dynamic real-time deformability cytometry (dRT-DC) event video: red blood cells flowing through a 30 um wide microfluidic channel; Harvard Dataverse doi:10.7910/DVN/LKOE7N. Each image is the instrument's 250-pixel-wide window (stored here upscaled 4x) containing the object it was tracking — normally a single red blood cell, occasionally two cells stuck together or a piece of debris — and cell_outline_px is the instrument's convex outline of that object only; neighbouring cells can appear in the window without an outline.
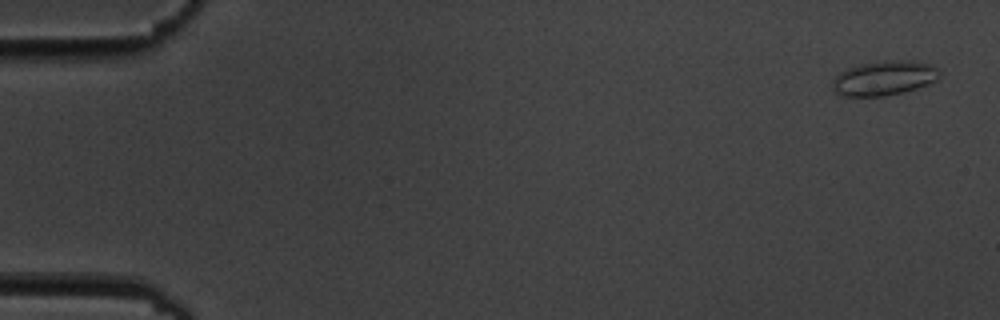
{"species": "common noctule bat (a hibernating species)", "species_latin": "Nyctalus noctula", "temperature_condition": "cold", "stored_images_in_passage": 5, "camera_frame_rate_fps": 3000, "um_per_image_px": 0.085, "animal": {"sex": "male", "body_mass_g": 19.5, "forearm_length_mm": 54.6}, "frame": {"image": 1, "passage_image": 1, "time_ms": 0.0, "image_size_px": [1000, 320], "cell_outline_px": [[940, 76], [936, 80], [928, 84], [904, 92], [884, 96], [840, 96], [832, 88], [832, 80], [840, 72], [848, 68], [860, 64], [884, 60], [912, 60], [932, 64], [940, 68]], "centroid_in_image_um": [75.17, 6.63], "position_along_channel_um": 9.8, "area_um2": 21.85}}
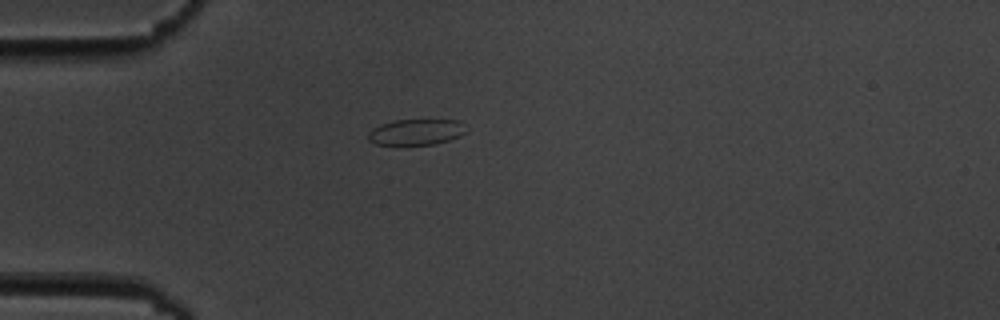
{"frame": {"image": 2, "passage_image": 5, "time_ms": 4.667, "image_size_px": [1000, 320], "cell_outline_px": [[468, 132], [460, 136], [436, 144], [376, 144], [368, 140], [368, 132], [372, 128], [380, 124], [396, 120], [460, 120]], "centroid_in_image_um": [35.39, 11.21], "position_along_channel_um": 49.6, "area_um2": 14.74}}